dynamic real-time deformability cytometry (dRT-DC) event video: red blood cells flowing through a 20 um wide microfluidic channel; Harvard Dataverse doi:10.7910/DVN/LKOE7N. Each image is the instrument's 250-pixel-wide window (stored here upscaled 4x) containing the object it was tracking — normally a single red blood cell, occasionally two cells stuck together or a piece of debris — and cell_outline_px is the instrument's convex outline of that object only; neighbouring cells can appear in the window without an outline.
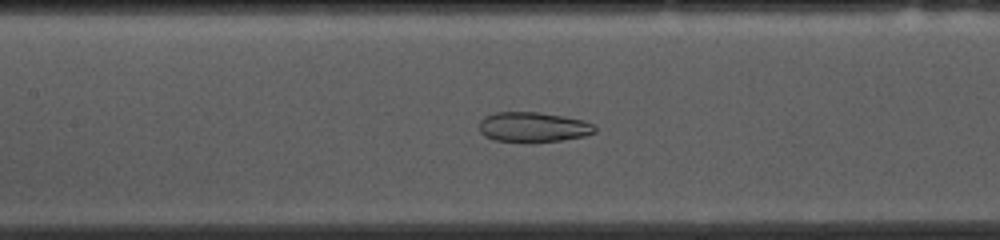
{"species": "common noctule bat (a hibernating species)", "species_latin": "Nyctalus noctula", "temperature_condition": "cold", "stored_images_in_passage": 53, "camera_frame_rate_fps": 3000, "um_per_image_px": 0.085, "animal": {"sex": "female", "body_mass_g": 10.0, "forearm_length_mm": 53.1}, "frame": {"image": 1, "passage_image": 23, "time_ms": 7.333, "image_size_px": [1000, 240], "cell_outline_px": [[596, 132], [584, 136], [560, 140], [496, 140], [484, 136], [480, 132], [480, 120], [484, 116], [496, 112], [536, 112], [584, 120], [592, 124], [596, 128]], "centroid_in_image_um": [45.31, 10.77], "position_along_channel_um": 162.1, "area_um2": 19.54}}
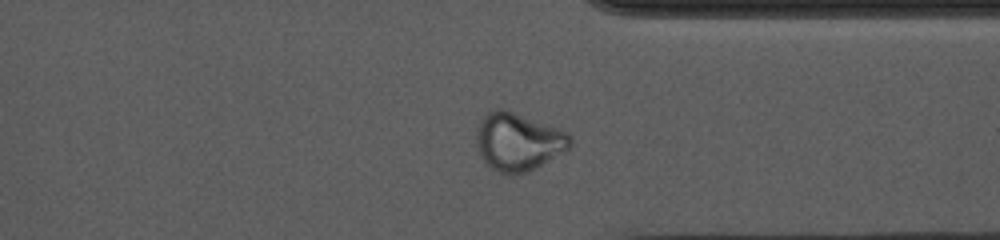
{"frame": {"image": 2, "passage_image": 40, "time_ms": 13.0, "image_size_px": [1000, 240], "cell_outline_px": [[572, 144], [568, 148], [540, 164], [524, 172], [500, 172], [492, 168], [484, 160], [480, 152], [476, 140], [476, 132], [480, 120], [488, 112], [496, 108], [504, 108], [568, 132], [572, 136]], "centroid_in_image_um": [44.03, 11.98], "position_along_channel_um": 367.4, "area_um2": 30.75}}
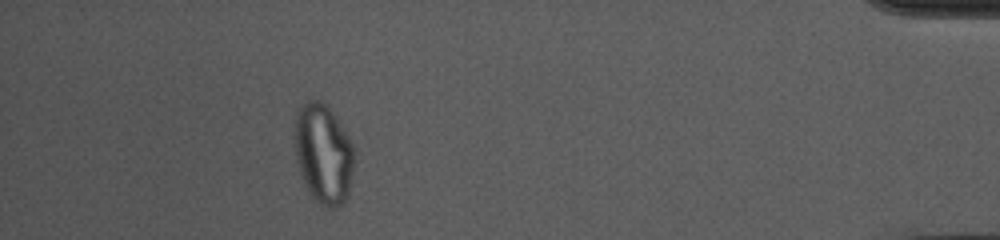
{"frame": {"image": 3, "passage_image": 48, "time_ms": 15.667, "image_size_px": [1000, 240], "cell_outline_px": [[356, 156], [348, 196], [344, 204], [336, 208], [324, 208], [312, 196], [300, 172], [296, 160], [292, 140], [292, 124], [296, 112], [304, 100], [320, 100], [336, 116], [352, 140], [356, 152]], "centroid_in_image_um": [27.48, 13.03], "position_along_channel_um": 407.7, "area_um2": 35.89}, "authors_computed_cell_mechanics": {"area_um2": 28.4376, "velocity_mm_per_s": 3.6693, "shape_relaxation_time_tau1_ms": null, "shape_relaxation_time_tau2_ms": 1.7114, "deformation_change_tau1": null, "deformation_change_tau2": 0.0649}}